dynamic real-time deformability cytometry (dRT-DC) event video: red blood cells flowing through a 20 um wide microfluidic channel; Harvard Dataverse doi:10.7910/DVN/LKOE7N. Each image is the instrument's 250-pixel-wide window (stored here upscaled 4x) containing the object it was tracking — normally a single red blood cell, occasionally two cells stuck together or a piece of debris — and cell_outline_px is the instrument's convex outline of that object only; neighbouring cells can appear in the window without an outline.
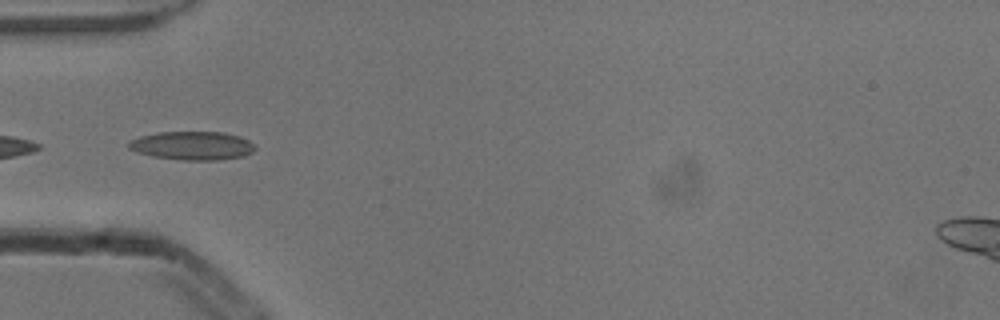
{"species": "common noctule bat (a hibernating species)", "species_latin": "Nyctalus noctula", "temperature_condition": "cold", "stored_images_in_passage": 14, "camera_frame_rate_fps": 3000, "um_per_image_px": 0.085, "animal": {"sex": "male", "body_mass_g": 13.3}, "frame": {"image": 1, "passage_image": 2, "time_ms": 0.333, "image_size_px": [1000, 320], "cell_outline_px": [[256, 148], [252, 152], [244, 156], [216, 160], [184, 160], [152, 156], [136, 152], [128, 148], [128, 144], [132, 140], [140, 136], [156, 132], [224, 132], [248, 140]], "centroid_in_image_um": [16.32, 12.38], "position_along_channel_um": 68.7, "area_um2": 20.87}}
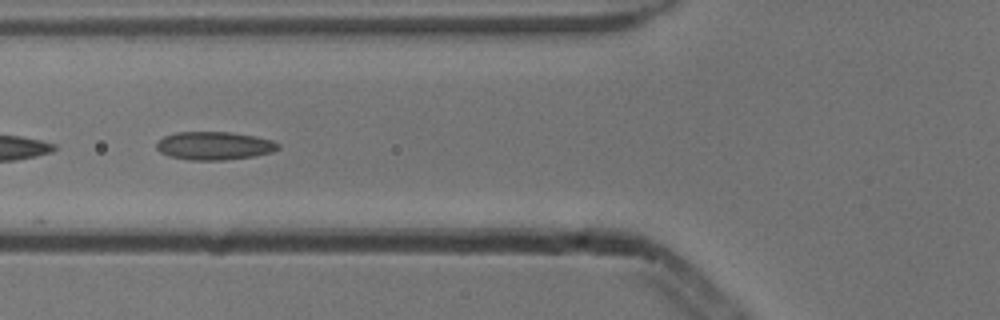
{"frame": {"image": 2, "passage_image": 5, "time_ms": 1.333, "image_size_px": [1000, 320], "cell_outline_px": [[280, 148], [272, 152], [252, 156], [224, 160], [188, 160], [168, 156], [160, 152], [156, 148], [156, 144], [164, 136], [176, 132], [232, 132], [256, 136], [272, 140], [280, 144]], "centroid_in_image_um": [18.21, 12.38], "position_along_channel_um": 107.6, "area_um2": 20.06}}